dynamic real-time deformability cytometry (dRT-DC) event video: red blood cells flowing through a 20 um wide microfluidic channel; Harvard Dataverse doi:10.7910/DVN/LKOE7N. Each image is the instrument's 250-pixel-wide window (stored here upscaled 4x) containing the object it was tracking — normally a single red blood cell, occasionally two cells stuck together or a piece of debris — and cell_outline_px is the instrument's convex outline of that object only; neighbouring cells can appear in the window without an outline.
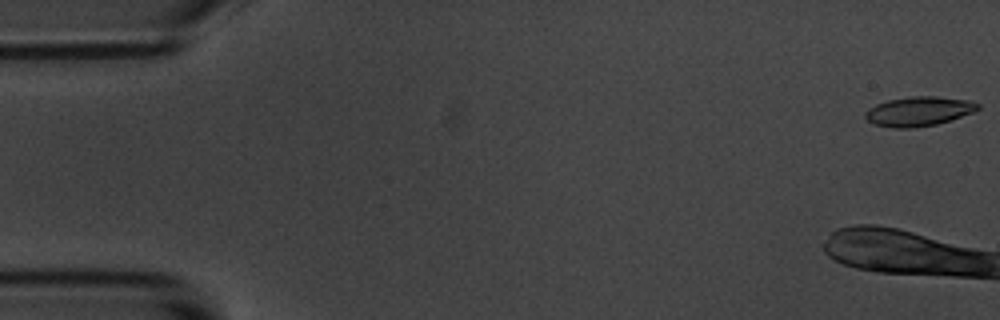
{"species": "common noctule bat (a hibernating species)", "species_latin": "Nyctalus noctula", "temperature_condition": "room temperature", "stored_images_in_passage": 15, "camera_frame_rate_fps": 3000, "um_per_image_px": 0.085, "animal": {"sex": "male", "body_mass_g": 20.1, "forearm_length_mm": 53.5}, "frame": {"image": 1, "passage_image": 1, "time_ms": 0.0, "image_size_px": [1000, 320], "cell_outline_px": [[980, 108], [972, 112], [936, 124], [912, 128], [892, 128], [876, 124], [868, 120], [864, 116], [864, 112], [868, 108], [876, 104], [888, 100], [912, 96], [936, 96], [968, 100], [980, 104]], "centroid_in_image_um": [78.06, 9.45], "position_along_channel_um": 6.9, "area_um2": 19.13}}